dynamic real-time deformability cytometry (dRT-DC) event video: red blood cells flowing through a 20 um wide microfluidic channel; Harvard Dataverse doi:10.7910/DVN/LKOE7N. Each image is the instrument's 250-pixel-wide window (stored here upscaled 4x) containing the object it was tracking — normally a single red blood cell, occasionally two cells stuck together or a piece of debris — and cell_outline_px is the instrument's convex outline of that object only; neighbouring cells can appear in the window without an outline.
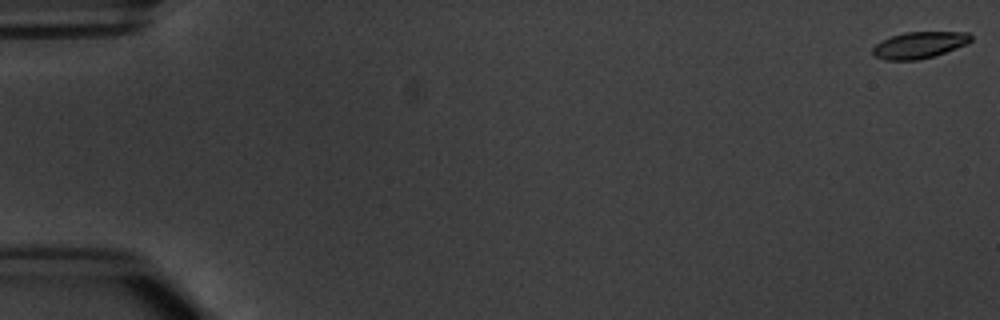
{"species": "common noctule bat (a hibernating species)", "species_latin": "Nyctalus noctula", "temperature_condition": "warm", "stored_images_in_passage": 10, "camera_frame_rate_fps": 3000, "um_per_image_px": 0.085, "animal": {"sex": "male", "body_mass_g": 20.1, "forearm_length_mm": 53.5}, "frame": {"image": 1, "passage_image": 1, "time_ms": 0.0, "image_size_px": [1000, 320], "cell_outline_px": [[972, 40], [968, 44], [920, 60], [884, 60], [876, 56], [872, 52], [872, 48], [876, 44], [892, 36], [904, 32], [968, 32], [972, 36]], "centroid_in_image_um": [78.16, 3.82], "position_along_channel_um": 6.8, "area_um2": 15.09}}
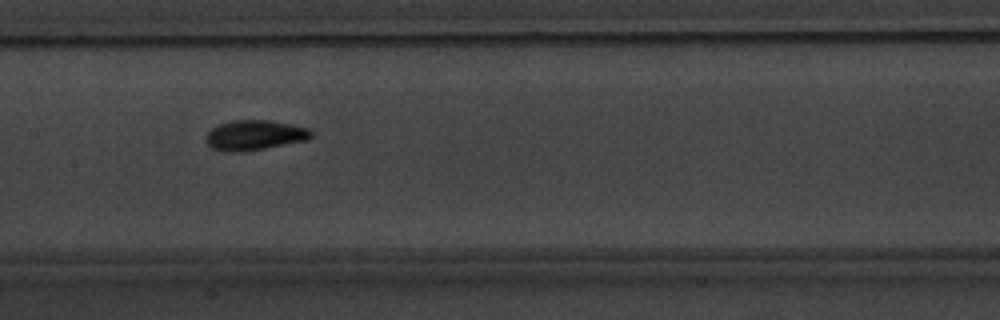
{"frame": {"image": 2, "passage_image": 9, "time_ms": 9.0, "image_size_px": [1000, 320], "cell_outline_px": [[312, 136], [308, 140], [264, 148], [240, 152], [232, 152], [212, 148], [204, 140], [204, 136], [216, 124], [232, 120], [268, 120], [292, 124], [308, 128], [312, 132]], "centroid_in_image_um": [21.61, 11.48], "position_along_channel_um": 185.8, "area_um2": 18.5}}
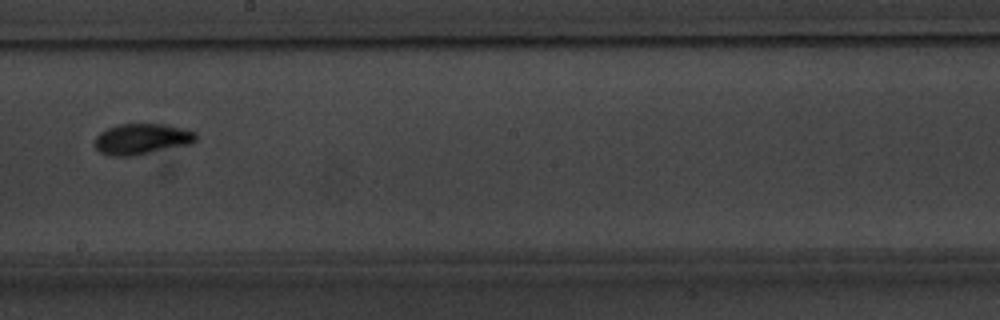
{"frame": {"image": 3, "passage_image": 10, "time_ms": 10.333, "image_size_px": [1000, 320], "cell_outline_px": [[196, 140], [192, 144], [132, 156], [112, 156], [100, 152], [92, 144], [96, 136], [100, 132], [108, 128], [120, 124], [168, 124], [184, 128], [196, 132]], "centroid_in_image_um": [12.06, 11.81], "position_along_channel_um": 236.1, "area_um2": 18.38}}